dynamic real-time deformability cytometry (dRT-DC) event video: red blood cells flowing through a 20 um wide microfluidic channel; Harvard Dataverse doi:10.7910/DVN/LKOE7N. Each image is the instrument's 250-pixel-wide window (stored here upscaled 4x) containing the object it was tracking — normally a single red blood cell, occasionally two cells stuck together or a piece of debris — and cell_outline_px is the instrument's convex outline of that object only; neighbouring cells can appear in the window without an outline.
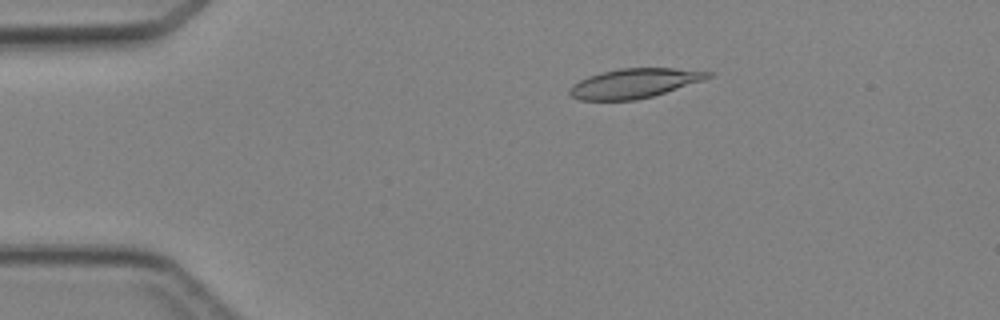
{"species": "Egyptian fruit bat (a non-hibernating species)", "species_latin": "Rousettus aegyptiacus", "temperature_condition": "cold", "stored_images_in_passage": 46, "camera_frame_rate_fps": 3000, "um_per_image_px": 0.085, "animal": {"sex": "female"}, "frame": {"image": 1, "passage_image": 9, "time_ms": 2.667, "image_size_px": [1000, 320], "cell_outline_px": [[712, 76], [704, 80], [652, 96], [636, 100], [580, 100], [572, 96], [568, 92], [568, 88], [572, 84], [588, 76], [600, 72], [620, 68], [672, 68], [712, 72]], "centroid_in_image_um": [53.88, 7.08], "position_along_channel_um": 31.1, "area_um2": 23.7}}
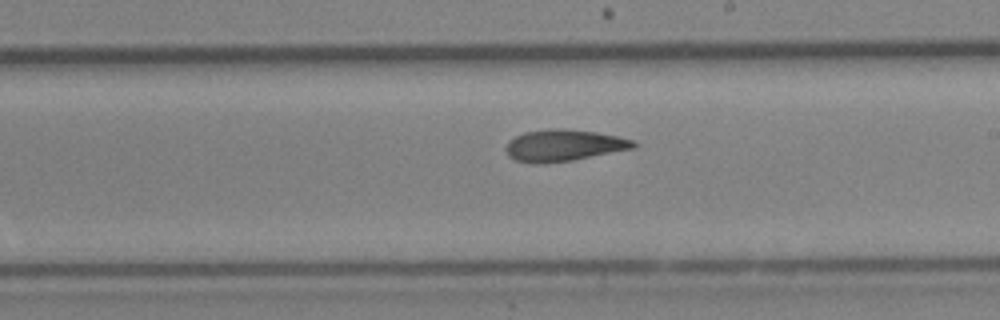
{"frame": {"image": 2, "passage_image": 27, "time_ms": 8.667, "image_size_px": [1000, 320], "cell_outline_px": [[640, 144], [636, 148], [572, 160], [540, 164], [532, 164], [516, 160], [508, 156], [504, 148], [508, 140], [524, 132], [556, 128], [564, 128], [596, 132], [616, 136], [632, 140]], "centroid_in_image_um": [47.9, 12.36], "position_along_channel_um": 241.1, "area_um2": 23.7}}
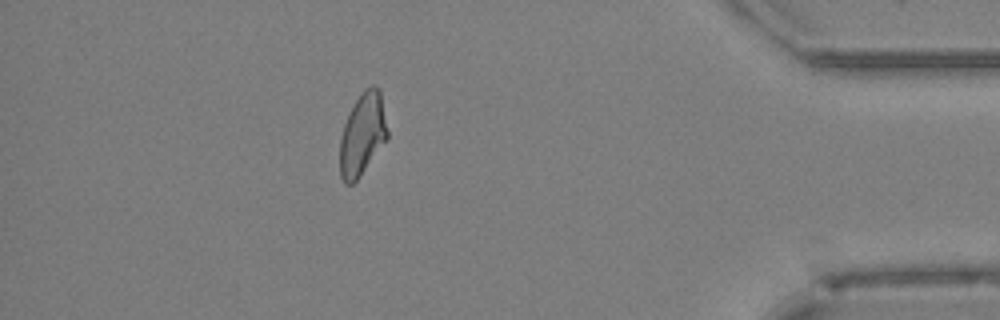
{"frame": {"image": 3, "passage_image": 41, "time_ms": 13.333, "image_size_px": [1000, 320], "cell_outline_px": [[388, 136], [360, 176], [352, 184], [344, 184], [340, 176], [340, 140], [344, 124], [356, 100], [364, 88], [372, 84], [376, 84], [380, 88], [388, 132]], "centroid_in_image_um": [30.81, 11.39], "position_along_channel_um": 404.4, "area_um2": 22.6}}